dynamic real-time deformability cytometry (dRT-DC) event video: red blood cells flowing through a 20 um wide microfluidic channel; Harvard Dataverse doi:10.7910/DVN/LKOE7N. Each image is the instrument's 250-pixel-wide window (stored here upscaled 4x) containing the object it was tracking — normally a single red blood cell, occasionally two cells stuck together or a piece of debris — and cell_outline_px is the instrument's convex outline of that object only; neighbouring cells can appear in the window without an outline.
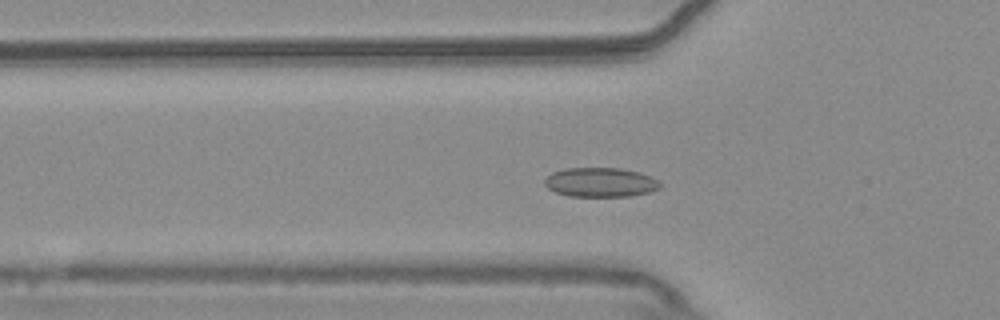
{"species": "common noctule bat (a hibernating species)", "species_latin": "Nyctalus noctula", "temperature_condition": "warm", "stored_images_in_passage": 52, "camera_frame_rate_fps": 3000, "um_per_image_px": 0.085, "animal": {"sex": "male", "body_mass_g": 20.4}, "frame": {"image": 1, "passage_image": 16, "time_ms": 5.0, "image_size_px": [1000, 320], "cell_outline_px": [[660, 188], [648, 192], [628, 196], [568, 196], [556, 192], [548, 188], [544, 184], [544, 180], [552, 172], [564, 168], [620, 168], [640, 172], [652, 176], [660, 184]], "centroid_in_image_um": [51.02, 15.49], "position_along_channel_um": 74.8, "area_um2": 19.71}}
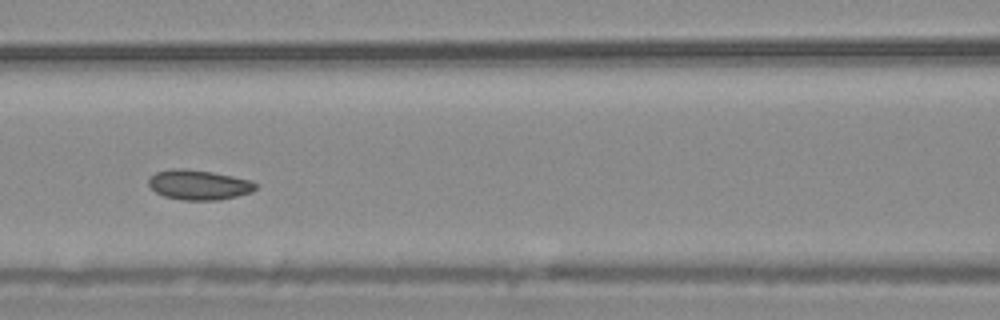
{"frame": {"image": 2, "passage_image": 22, "time_ms": 7.0, "image_size_px": [1000, 320], "cell_outline_px": [[256, 188], [252, 192], [220, 200], [184, 200], [164, 196], [156, 192], [148, 184], [148, 180], [156, 172], [172, 168], [184, 168], [212, 172], [232, 176], [248, 180], [256, 184]], "centroid_in_image_um": [16.88, 15.71], "position_along_channel_um": 149.7, "area_um2": 18.5}}
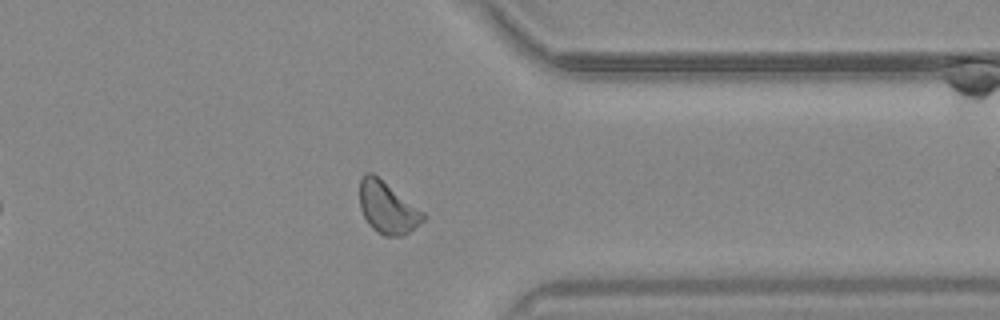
{"frame": {"image": 3, "passage_image": 41, "time_ms": 13.333, "image_size_px": [1000, 320], "cell_outline_px": [[428, 216], [424, 220], [404, 236], [384, 236], [376, 232], [368, 224], [360, 208], [360, 180], [364, 172], [372, 172], [424, 212]], "centroid_in_image_um": [32.93, 17.66], "position_along_channel_um": 378.5, "area_um2": 19.19}, "authors_computed_cell_mechanics": {"area_um2": 19.074, "velocity_mm_per_s": 3.7048, "shape_relaxation_time_tau1_ms": 4.0955, "shape_relaxation_time_tau2_ms": 3.7948, "deformation_change_tau1": 0.0505, "deformation_change_tau2": 0.0732}}